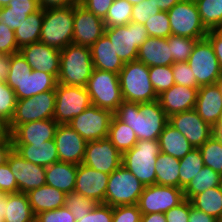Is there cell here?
I'll list each match as a JSON object with an SVG mask.
<instances>
[{
  "instance_id": "1",
  "label": "cell",
  "mask_w": 222,
  "mask_h": 222,
  "mask_svg": "<svg viewBox=\"0 0 222 222\" xmlns=\"http://www.w3.org/2000/svg\"><path fill=\"white\" fill-rule=\"evenodd\" d=\"M114 116L129 126L138 140H158L169 117L158 100L145 103L123 100Z\"/></svg>"
},
{
  "instance_id": "2",
  "label": "cell",
  "mask_w": 222,
  "mask_h": 222,
  "mask_svg": "<svg viewBox=\"0 0 222 222\" xmlns=\"http://www.w3.org/2000/svg\"><path fill=\"white\" fill-rule=\"evenodd\" d=\"M6 84L15 92L17 100L55 90L57 78L38 70H32L20 52L11 54L10 70Z\"/></svg>"
},
{
  "instance_id": "3",
  "label": "cell",
  "mask_w": 222,
  "mask_h": 222,
  "mask_svg": "<svg viewBox=\"0 0 222 222\" xmlns=\"http://www.w3.org/2000/svg\"><path fill=\"white\" fill-rule=\"evenodd\" d=\"M93 70L90 47L72 43L60 50L58 83L86 87Z\"/></svg>"
},
{
  "instance_id": "4",
  "label": "cell",
  "mask_w": 222,
  "mask_h": 222,
  "mask_svg": "<svg viewBox=\"0 0 222 222\" xmlns=\"http://www.w3.org/2000/svg\"><path fill=\"white\" fill-rule=\"evenodd\" d=\"M160 154L158 140H138L134 147L122 154V166L144 186L156 184L155 166Z\"/></svg>"
},
{
  "instance_id": "5",
  "label": "cell",
  "mask_w": 222,
  "mask_h": 222,
  "mask_svg": "<svg viewBox=\"0 0 222 222\" xmlns=\"http://www.w3.org/2000/svg\"><path fill=\"white\" fill-rule=\"evenodd\" d=\"M74 28V5L44 9L39 42L62 50L72 44Z\"/></svg>"
},
{
  "instance_id": "6",
  "label": "cell",
  "mask_w": 222,
  "mask_h": 222,
  "mask_svg": "<svg viewBox=\"0 0 222 222\" xmlns=\"http://www.w3.org/2000/svg\"><path fill=\"white\" fill-rule=\"evenodd\" d=\"M122 98L145 103L158 100L149 77V67L138 60L127 62L119 73Z\"/></svg>"
},
{
  "instance_id": "7",
  "label": "cell",
  "mask_w": 222,
  "mask_h": 222,
  "mask_svg": "<svg viewBox=\"0 0 222 222\" xmlns=\"http://www.w3.org/2000/svg\"><path fill=\"white\" fill-rule=\"evenodd\" d=\"M86 89L92 105L110 110L113 113L123 101L119 74L113 72L94 68Z\"/></svg>"
},
{
  "instance_id": "8",
  "label": "cell",
  "mask_w": 222,
  "mask_h": 222,
  "mask_svg": "<svg viewBox=\"0 0 222 222\" xmlns=\"http://www.w3.org/2000/svg\"><path fill=\"white\" fill-rule=\"evenodd\" d=\"M145 186L124 166L109 174L104 204L112 207L136 205Z\"/></svg>"
},
{
  "instance_id": "9",
  "label": "cell",
  "mask_w": 222,
  "mask_h": 222,
  "mask_svg": "<svg viewBox=\"0 0 222 222\" xmlns=\"http://www.w3.org/2000/svg\"><path fill=\"white\" fill-rule=\"evenodd\" d=\"M55 90H49L31 98L17 100L14 115L7 124L10 134L18 125L38 120L53 119L55 112Z\"/></svg>"
},
{
  "instance_id": "10",
  "label": "cell",
  "mask_w": 222,
  "mask_h": 222,
  "mask_svg": "<svg viewBox=\"0 0 222 222\" xmlns=\"http://www.w3.org/2000/svg\"><path fill=\"white\" fill-rule=\"evenodd\" d=\"M171 35L192 39H204L208 30L204 27L194 0H182L168 12Z\"/></svg>"
},
{
  "instance_id": "11",
  "label": "cell",
  "mask_w": 222,
  "mask_h": 222,
  "mask_svg": "<svg viewBox=\"0 0 222 222\" xmlns=\"http://www.w3.org/2000/svg\"><path fill=\"white\" fill-rule=\"evenodd\" d=\"M55 112L58 124H68L91 105L86 87L58 83L55 89Z\"/></svg>"
},
{
  "instance_id": "12",
  "label": "cell",
  "mask_w": 222,
  "mask_h": 222,
  "mask_svg": "<svg viewBox=\"0 0 222 222\" xmlns=\"http://www.w3.org/2000/svg\"><path fill=\"white\" fill-rule=\"evenodd\" d=\"M105 34L124 63L137 60L138 48L149 37L145 26L135 22L125 26L105 27Z\"/></svg>"
},
{
  "instance_id": "13",
  "label": "cell",
  "mask_w": 222,
  "mask_h": 222,
  "mask_svg": "<svg viewBox=\"0 0 222 222\" xmlns=\"http://www.w3.org/2000/svg\"><path fill=\"white\" fill-rule=\"evenodd\" d=\"M187 62L199 86L216 84L222 76L219 61L207 38L196 42Z\"/></svg>"
},
{
  "instance_id": "14",
  "label": "cell",
  "mask_w": 222,
  "mask_h": 222,
  "mask_svg": "<svg viewBox=\"0 0 222 222\" xmlns=\"http://www.w3.org/2000/svg\"><path fill=\"white\" fill-rule=\"evenodd\" d=\"M114 113L110 110L90 105L67 125L74 129L86 142L108 137Z\"/></svg>"
},
{
  "instance_id": "15",
  "label": "cell",
  "mask_w": 222,
  "mask_h": 222,
  "mask_svg": "<svg viewBox=\"0 0 222 222\" xmlns=\"http://www.w3.org/2000/svg\"><path fill=\"white\" fill-rule=\"evenodd\" d=\"M184 200V192L181 188L154 184L145 186L137 205L142 215L166 213Z\"/></svg>"
},
{
  "instance_id": "16",
  "label": "cell",
  "mask_w": 222,
  "mask_h": 222,
  "mask_svg": "<svg viewBox=\"0 0 222 222\" xmlns=\"http://www.w3.org/2000/svg\"><path fill=\"white\" fill-rule=\"evenodd\" d=\"M82 164L97 171L111 174L122 165V154L108 138L86 143Z\"/></svg>"
},
{
  "instance_id": "17",
  "label": "cell",
  "mask_w": 222,
  "mask_h": 222,
  "mask_svg": "<svg viewBox=\"0 0 222 222\" xmlns=\"http://www.w3.org/2000/svg\"><path fill=\"white\" fill-rule=\"evenodd\" d=\"M7 162L16 179L18 192L26 194L46 184V167L25 160L14 149L9 153Z\"/></svg>"
},
{
  "instance_id": "18",
  "label": "cell",
  "mask_w": 222,
  "mask_h": 222,
  "mask_svg": "<svg viewBox=\"0 0 222 222\" xmlns=\"http://www.w3.org/2000/svg\"><path fill=\"white\" fill-rule=\"evenodd\" d=\"M104 34L103 19L88 11L79 2L75 3L72 43L91 47Z\"/></svg>"
},
{
  "instance_id": "19",
  "label": "cell",
  "mask_w": 222,
  "mask_h": 222,
  "mask_svg": "<svg viewBox=\"0 0 222 222\" xmlns=\"http://www.w3.org/2000/svg\"><path fill=\"white\" fill-rule=\"evenodd\" d=\"M169 124L181 132L194 148H199L214 135L213 127L195 109L171 115Z\"/></svg>"
},
{
  "instance_id": "20",
  "label": "cell",
  "mask_w": 222,
  "mask_h": 222,
  "mask_svg": "<svg viewBox=\"0 0 222 222\" xmlns=\"http://www.w3.org/2000/svg\"><path fill=\"white\" fill-rule=\"evenodd\" d=\"M61 162L79 165L83 162L86 141L67 124H59L54 137Z\"/></svg>"
},
{
  "instance_id": "21",
  "label": "cell",
  "mask_w": 222,
  "mask_h": 222,
  "mask_svg": "<svg viewBox=\"0 0 222 222\" xmlns=\"http://www.w3.org/2000/svg\"><path fill=\"white\" fill-rule=\"evenodd\" d=\"M32 70L42 71L54 75L56 78L60 70V50L37 42L19 49Z\"/></svg>"
},
{
  "instance_id": "22",
  "label": "cell",
  "mask_w": 222,
  "mask_h": 222,
  "mask_svg": "<svg viewBox=\"0 0 222 222\" xmlns=\"http://www.w3.org/2000/svg\"><path fill=\"white\" fill-rule=\"evenodd\" d=\"M109 174L97 171L85 164H79L74 191L92 198L97 203L105 201Z\"/></svg>"
},
{
  "instance_id": "23",
  "label": "cell",
  "mask_w": 222,
  "mask_h": 222,
  "mask_svg": "<svg viewBox=\"0 0 222 222\" xmlns=\"http://www.w3.org/2000/svg\"><path fill=\"white\" fill-rule=\"evenodd\" d=\"M58 125L54 119L28 122L18 125L9 135L13 145L44 143L54 140Z\"/></svg>"
},
{
  "instance_id": "24",
  "label": "cell",
  "mask_w": 222,
  "mask_h": 222,
  "mask_svg": "<svg viewBox=\"0 0 222 222\" xmlns=\"http://www.w3.org/2000/svg\"><path fill=\"white\" fill-rule=\"evenodd\" d=\"M198 89L174 84L170 89L158 95V102L168 117L189 111L195 109Z\"/></svg>"
},
{
  "instance_id": "25",
  "label": "cell",
  "mask_w": 222,
  "mask_h": 222,
  "mask_svg": "<svg viewBox=\"0 0 222 222\" xmlns=\"http://www.w3.org/2000/svg\"><path fill=\"white\" fill-rule=\"evenodd\" d=\"M195 110L211 127H215L222 113V96L217 84L200 86Z\"/></svg>"
},
{
  "instance_id": "26",
  "label": "cell",
  "mask_w": 222,
  "mask_h": 222,
  "mask_svg": "<svg viewBox=\"0 0 222 222\" xmlns=\"http://www.w3.org/2000/svg\"><path fill=\"white\" fill-rule=\"evenodd\" d=\"M137 60L148 67L173 65L168 38L148 37L138 48Z\"/></svg>"
},
{
  "instance_id": "27",
  "label": "cell",
  "mask_w": 222,
  "mask_h": 222,
  "mask_svg": "<svg viewBox=\"0 0 222 222\" xmlns=\"http://www.w3.org/2000/svg\"><path fill=\"white\" fill-rule=\"evenodd\" d=\"M4 222H35L28 196L25 193H7L0 201Z\"/></svg>"
},
{
  "instance_id": "28",
  "label": "cell",
  "mask_w": 222,
  "mask_h": 222,
  "mask_svg": "<svg viewBox=\"0 0 222 222\" xmlns=\"http://www.w3.org/2000/svg\"><path fill=\"white\" fill-rule=\"evenodd\" d=\"M90 50L95 69L120 73L125 63L117 56L113 44L106 34L102 35L90 47Z\"/></svg>"
},
{
  "instance_id": "29",
  "label": "cell",
  "mask_w": 222,
  "mask_h": 222,
  "mask_svg": "<svg viewBox=\"0 0 222 222\" xmlns=\"http://www.w3.org/2000/svg\"><path fill=\"white\" fill-rule=\"evenodd\" d=\"M26 194L35 216L41 212L65 206L66 194L47 184L35 188Z\"/></svg>"
},
{
  "instance_id": "30",
  "label": "cell",
  "mask_w": 222,
  "mask_h": 222,
  "mask_svg": "<svg viewBox=\"0 0 222 222\" xmlns=\"http://www.w3.org/2000/svg\"><path fill=\"white\" fill-rule=\"evenodd\" d=\"M78 165L67 162H55L46 167V184L65 194L73 192L76 183Z\"/></svg>"
},
{
  "instance_id": "31",
  "label": "cell",
  "mask_w": 222,
  "mask_h": 222,
  "mask_svg": "<svg viewBox=\"0 0 222 222\" xmlns=\"http://www.w3.org/2000/svg\"><path fill=\"white\" fill-rule=\"evenodd\" d=\"M13 149L25 160L43 167H48L59 161L54 140H48L44 143L13 145Z\"/></svg>"
},
{
  "instance_id": "32",
  "label": "cell",
  "mask_w": 222,
  "mask_h": 222,
  "mask_svg": "<svg viewBox=\"0 0 222 222\" xmlns=\"http://www.w3.org/2000/svg\"><path fill=\"white\" fill-rule=\"evenodd\" d=\"M158 141L160 152L171 155L179 160L194 149L184 135L169 123L159 135Z\"/></svg>"
},
{
  "instance_id": "33",
  "label": "cell",
  "mask_w": 222,
  "mask_h": 222,
  "mask_svg": "<svg viewBox=\"0 0 222 222\" xmlns=\"http://www.w3.org/2000/svg\"><path fill=\"white\" fill-rule=\"evenodd\" d=\"M43 17L44 9L40 8L38 11L29 14L21 26L14 31L18 49L39 42Z\"/></svg>"
},
{
  "instance_id": "34",
  "label": "cell",
  "mask_w": 222,
  "mask_h": 222,
  "mask_svg": "<svg viewBox=\"0 0 222 222\" xmlns=\"http://www.w3.org/2000/svg\"><path fill=\"white\" fill-rule=\"evenodd\" d=\"M156 185L179 188L180 161L175 157L160 152L155 166Z\"/></svg>"
},
{
  "instance_id": "35",
  "label": "cell",
  "mask_w": 222,
  "mask_h": 222,
  "mask_svg": "<svg viewBox=\"0 0 222 222\" xmlns=\"http://www.w3.org/2000/svg\"><path fill=\"white\" fill-rule=\"evenodd\" d=\"M192 207L222 220V190L219 186L207 189L190 200Z\"/></svg>"
},
{
  "instance_id": "36",
  "label": "cell",
  "mask_w": 222,
  "mask_h": 222,
  "mask_svg": "<svg viewBox=\"0 0 222 222\" xmlns=\"http://www.w3.org/2000/svg\"><path fill=\"white\" fill-rule=\"evenodd\" d=\"M107 138L121 154L132 149L138 141L135 132L115 116L112 117Z\"/></svg>"
},
{
  "instance_id": "37",
  "label": "cell",
  "mask_w": 222,
  "mask_h": 222,
  "mask_svg": "<svg viewBox=\"0 0 222 222\" xmlns=\"http://www.w3.org/2000/svg\"><path fill=\"white\" fill-rule=\"evenodd\" d=\"M219 182L220 174L210 167L204 166L183 190L184 197L187 200H191L195 195L203 193L207 189L219 186Z\"/></svg>"
},
{
  "instance_id": "38",
  "label": "cell",
  "mask_w": 222,
  "mask_h": 222,
  "mask_svg": "<svg viewBox=\"0 0 222 222\" xmlns=\"http://www.w3.org/2000/svg\"><path fill=\"white\" fill-rule=\"evenodd\" d=\"M204 27L222 29V0H194Z\"/></svg>"
},
{
  "instance_id": "39",
  "label": "cell",
  "mask_w": 222,
  "mask_h": 222,
  "mask_svg": "<svg viewBox=\"0 0 222 222\" xmlns=\"http://www.w3.org/2000/svg\"><path fill=\"white\" fill-rule=\"evenodd\" d=\"M179 161V188L184 190L205 165L199 148H194Z\"/></svg>"
},
{
  "instance_id": "40",
  "label": "cell",
  "mask_w": 222,
  "mask_h": 222,
  "mask_svg": "<svg viewBox=\"0 0 222 222\" xmlns=\"http://www.w3.org/2000/svg\"><path fill=\"white\" fill-rule=\"evenodd\" d=\"M204 165L222 174V142L217 135H212L199 147Z\"/></svg>"
},
{
  "instance_id": "41",
  "label": "cell",
  "mask_w": 222,
  "mask_h": 222,
  "mask_svg": "<svg viewBox=\"0 0 222 222\" xmlns=\"http://www.w3.org/2000/svg\"><path fill=\"white\" fill-rule=\"evenodd\" d=\"M133 5L126 0H114L106 17L105 27L125 26L131 22Z\"/></svg>"
},
{
  "instance_id": "42",
  "label": "cell",
  "mask_w": 222,
  "mask_h": 222,
  "mask_svg": "<svg viewBox=\"0 0 222 222\" xmlns=\"http://www.w3.org/2000/svg\"><path fill=\"white\" fill-rule=\"evenodd\" d=\"M98 203L73 191L65 196V207L72 213L76 222L89 214Z\"/></svg>"
},
{
  "instance_id": "43",
  "label": "cell",
  "mask_w": 222,
  "mask_h": 222,
  "mask_svg": "<svg viewBox=\"0 0 222 222\" xmlns=\"http://www.w3.org/2000/svg\"><path fill=\"white\" fill-rule=\"evenodd\" d=\"M201 39H192L184 36L170 35L168 46L173 57V64L176 62H186L192 53L196 42Z\"/></svg>"
},
{
  "instance_id": "44",
  "label": "cell",
  "mask_w": 222,
  "mask_h": 222,
  "mask_svg": "<svg viewBox=\"0 0 222 222\" xmlns=\"http://www.w3.org/2000/svg\"><path fill=\"white\" fill-rule=\"evenodd\" d=\"M149 77L157 96L175 84L172 65L149 67Z\"/></svg>"
},
{
  "instance_id": "45",
  "label": "cell",
  "mask_w": 222,
  "mask_h": 222,
  "mask_svg": "<svg viewBox=\"0 0 222 222\" xmlns=\"http://www.w3.org/2000/svg\"><path fill=\"white\" fill-rule=\"evenodd\" d=\"M144 26L149 37L168 38L171 35L170 21L166 11L151 16Z\"/></svg>"
},
{
  "instance_id": "46",
  "label": "cell",
  "mask_w": 222,
  "mask_h": 222,
  "mask_svg": "<svg viewBox=\"0 0 222 222\" xmlns=\"http://www.w3.org/2000/svg\"><path fill=\"white\" fill-rule=\"evenodd\" d=\"M16 96L12 88L6 82H0V119L8 124L15 111Z\"/></svg>"
},
{
  "instance_id": "47",
  "label": "cell",
  "mask_w": 222,
  "mask_h": 222,
  "mask_svg": "<svg viewBox=\"0 0 222 222\" xmlns=\"http://www.w3.org/2000/svg\"><path fill=\"white\" fill-rule=\"evenodd\" d=\"M175 84L188 86L191 88H199L194 73L192 72L188 62H176L172 65Z\"/></svg>"
},
{
  "instance_id": "48",
  "label": "cell",
  "mask_w": 222,
  "mask_h": 222,
  "mask_svg": "<svg viewBox=\"0 0 222 222\" xmlns=\"http://www.w3.org/2000/svg\"><path fill=\"white\" fill-rule=\"evenodd\" d=\"M161 12L152 0H143L139 4L133 5L131 22L145 24L148 19Z\"/></svg>"
},
{
  "instance_id": "49",
  "label": "cell",
  "mask_w": 222,
  "mask_h": 222,
  "mask_svg": "<svg viewBox=\"0 0 222 222\" xmlns=\"http://www.w3.org/2000/svg\"><path fill=\"white\" fill-rule=\"evenodd\" d=\"M27 11L10 10L8 6L0 8V23L16 30L26 20Z\"/></svg>"
},
{
  "instance_id": "50",
  "label": "cell",
  "mask_w": 222,
  "mask_h": 222,
  "mask_svg": "<svg viewBox=\"0 0 222 222\" xmlns=\"http://www.w3.org/2000/svg\"><path fill=\"white\" fill-rule=\"evenodd\" d=\"M35 222H76L67 207L44 211L36 215Z\"/></svg>"
},
{
  "instance_id": "51",
  "label": "cell",
  "mask_w": 222,
  "mask_h": 222,
  "mask_svg": "<svg viewBox=\"0 0 222 222\" xmlns=\"http://www.w3.org/2000/svg\"><path fill=\"white\" fill-rule=\"evenodd\" d=\"M141 215L137 204L113 207V222H141Z\"/></svg>"
},
{
  "instance_id": "52",
  "label": "cell",
  "mask_w": 222,
  "mask_h": 222,
  "mask_svg": "<svg viewBox=\"0 0 222 222\" xmlns=\"http://www.w3.org/2000/svg\"><path fill=\"white\" fill-rule=\"evenodd\" d=\"M18 52L14 30L0 23V54L11 55Z\"/></svg>"
},
{
  "instance_id": "53",
  "label": "cell",
  "mask_w": 222,
  "mask_h": 222,
  "mask_svg": "<svg viewBox=\"0 0 222 222\" xmlns=\"http://www.w3.org/2000/svg\"><path fill=\"white\" fill-rule=\"evenodd\" d=\"M77 222H113V207L98 203L89 214Z\"/></svg>"
},
{
  "instance_id": "54",
  "label": "cell",
  "mask_w": 222,
  "mask_h": 222,
  "mask_svg": "<svg viewBox=\"0 0 222 222\" xmlns=\"http://www.w3.org/2000/svg\"><path fill=\"white\" fill-rule=\"evenodd\" d=\"M0 190L5 194L18 192V185L8 162L0 165Z\"/></svg>"
},
{
  "instance_id": "55",
  "label": "cell",
  "mask_w": 222,
  "mask_h": 222,
  "mask_svg": "<svg viewBox=\"0 0 222 222\" xmlns=\"http://www.w3.org/2000/svg\"><path fill=\"white\" fill-rule=\"evenodd\" d=\"M164 214L167 222H188L190 215V200L185 199L178 206L173 207Z\"/></svg>"
},
{
  "instance_id": "56",
  "label": "cell",
  "mask_w": 222,
  "mask_h": 222,
  "mask_svg": "<svg viewBox=\"0 0 222 222\" xmlns=\"http://www.w3.org/2000/svg\"><path fill=\"white\" fill-rule=\"evenodd\" d=\"M114 0H78L88 11L104 19Z\"/></svg>"
},
{
  "instance_id": "57",
  "label": "cell",
  "mask_w": 222,
  "mask_h": 222,
  "mask_svg": "<svg viewBox=\"0 0 222 222\" xmlns=\"http://www.w3.org/2000/svg\"><path fill=\"white\" fill-rule=\"evenodd\" d=\"M10 10L27 11V15L40 9L38 0H12L9 2Z\"/></svg>"
},
{
  "instance_id": "58",
  "label": "cell",
  "mask_w": 222,
  "mask_h": 222,
  "mask_svg": "<svg viewBox=\"0 0 222 222\" xmlns=\"http://www.w3.org/2000/svg\"><path fill=\"white\" fill-rule=\"evenodd\" d=\"M206 38L212 44L215 55L219 61L222 70V29L209 30Z\"/></svg>"
},
{
  "instance_id": "59",
  "label": "cell",
  "mask_w": 222,
  "mask_h": 222,
  "mask_svg": "<svg viewBox=\"0 0 222 222\" xmlns=\"http://www.w3.org/2000/svg\"><path fill=\"white\" fill-rule=\"evenodd\" d=\"M188 222H218V220L215 217L192 207V204L190 202V215Z\"/></svg>"
},
{
  "instance_id": "60",
  "label": "cell",
  "mask_w": 222,
  "mask_h": 222,
  "mask_svg": "<svg viewBox=\"0 0 222 222\" xmlns=\"http://www.w3.org/2000/svg\"><path fill=\"white\" fill-rule=\"evenodd\" d=\"M40 8L52 9L74 5L78 0H38Z\"/></svg>"
},
{
  "instance_id": "61",
  "label": "cell",
  "mask_w": 222,
  "mask_h": 222,
  "mask_svg": "<svg viewBox=\"0 0 222 222\" xmlns=\"http://www.w3.org/2000/svg\"><path fill=\"white\" fill-rule=\"evenodd\" d=\"M13 149V143L10 135L0 139V165L7 162L9 153Z\"/></svg>"
},
{
  "instance_id": "62",
  "label": "cell",
  "mask_w": 222,
  "mask_h": 222,
  "mask_svg": "<svg viewBox=\"0 0 222 222\" xmlns=\"http://www.w3.org/2000/svg\"><path fill=\"white\" fill-rule=\"evenodd\" d=\"M10 59L9 54H0V82H6L9 70H10Z\"/></svg>"
},
{
  "instance_id": "63",
  "label": "cell",
  "mask_w": 222,
  "mask_h": 222,
  "mask_svg": "<svg viewBox=\"0 0 222 222\" xmlns=\"http://www.w3.org/2000/svg\"><path fill=\"white\" fill-rule=\"evenodd\" d=\"M141 222H167L164 213H149L141 215Z\"/></svg>"
},
{
  "instance_id": "64",
  "label": "cell",
  "mask_w": 222,
  "mask_h": 222,
  "mask_svg": "<svg viewBox=\"0 0 222 222\" xmlns=\"http://www.w3.org/2000/svg\"><path fill=\"white\" fill-rule=\"evenodd\" d=\"M153 3L161 10L168 12L175 4L182 0H152Z\"/></svg>"
},
{
  "instance_id": "65",
  "label": "cell",
  "mask_w": 222,
  "mask_h": 222,
  "mask_svg": "<svg viewBox=\"0 0 222 222\" xmlns=\"http://www.w3.org/2000/svg\"><path fill=\"white\" fill-rule=\"evenodd\" d=\"M8 135L7 124L0 119V139Z\"/></svg>"
},
{
  "instance_id": "66",
  "label": "cell",
  "mask_w": 222,
  "mask_h": 222,
  "mask_svg": "<svg viewBox=\"0 0 222 222\" xmlns=\"http://www.w3.org/2000/svg\"><path fill=\"white\" fill-rule=\"evenodd\" d=\"M213 131H222V113L220 114L219 120L213 128Z\"/></svg>"
},
{
  "instance_id": "67",
  "label": "cell",
  "mask_w": 222,
  "mask_h": 222,
  "mask_svg": "<svg viewBox=\"0 0 222 222\" xmlns=\"http://www.w3.org/2000/svg\"><path fill=\"white\" fill-rule=\"evenodd\" d=\"M10 1L12 0H0V8L4 6H8Z\"/></svg>"
},
{
  "instance_id": "68",
  "label": "cell",
  "mask_w": 222,
  "mask_h": 222,
  "mask_svg": "<svg viewBox=\"0 0 222 222\" xmlns=\"http://www.w3.org/2000/svg\"><path fill=\"white\" fill-rule=\"evenodd\" d=\"M219 90H220V93H221V96H222V76L221 78L216 82Z\"/></svg>"
},
{
  "instance_id": "69",
  "label": "cell",
  "mask_w": 222,
  "mask_h": 222,
  "mask_svg": "<svg viewBox=\"0 0 222 222\" xmlns=\"http://www.w3.org/2000/svg\"><path fill=\"white\" fill-rule=\"evenodd\" d=\"M126 1H128L132 5H136V4H139L140 2H142L143 0H126Z\"/></svg>"
},
{
  "instance_id": "70",
  "label": "cell",
  "mask_w": 222,
  "mask_h": 222,
  "mask_svg": "<svg viewBox=\"0 0 222 222\" xmlns=\"http://www.w3.org/2000/svg\"><path fill=\"white\" fill-rule=\"evenodd\" d=\"M215 135L221 140L222 142V131H213Z\"/></svg>"
},
{
  "instance_id": "71",
  "label": "cell",
  "mask_w": 222,
  "mask_h": 222,
  "mask_svg": "<svg viewBox=\"0 0 222 222\" xmlns=\"http://www.w3.org/2000/svg\"><path fill=\"white\" fill-rule=\"evenodd\" d=\"M4 196H5V193L2 190H0V201L4 198Z\"/></svg>"
},
{
  "instance_id": "72",
  "label": "cell",
  "mask_w": 222,
  "mask_h": 222,
  "mask_svg": "<svg viewBox=\"0 0 222 222\" xmlns=\"http://www.w3.org/2000/svg\"><path fill=\"white\" fill-rule=\"evenodd\" d=\"M219 187L222 190V174H220V182H219Z\"/></svg>"
},
{
  "instance_id": "73",
  "label": "cell",
  "mask_w": 222,
  "mask_h": 222,
  "mask_svg": "<svg viewBox=\"0 0 222 222\" xmlns=\"http://www.w3.org/2000/svg\"><path fill=\"white\" fill-rule=\"evenodd\" d=\"M0 222H4V217H2L1 211H0Z\"/></svg>"
}]
</instances>
